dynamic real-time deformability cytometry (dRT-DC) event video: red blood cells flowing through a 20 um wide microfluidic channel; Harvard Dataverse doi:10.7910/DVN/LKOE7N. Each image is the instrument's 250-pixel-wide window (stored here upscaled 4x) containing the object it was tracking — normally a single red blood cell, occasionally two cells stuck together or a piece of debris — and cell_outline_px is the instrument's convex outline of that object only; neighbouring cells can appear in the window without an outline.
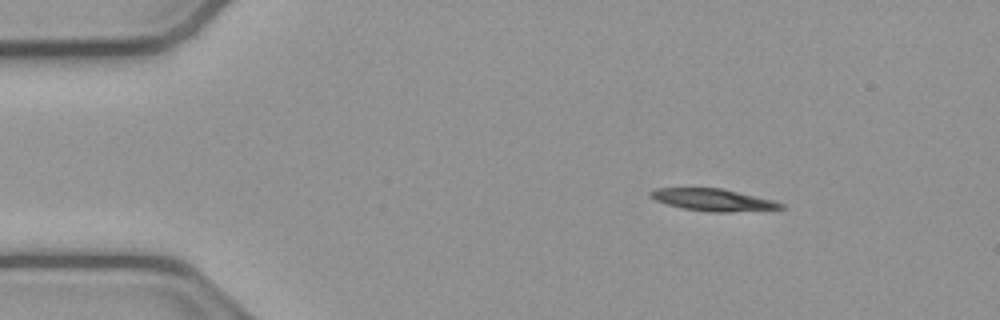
{"species": "common noctule bat (a hibernating species)", "species_latin": "Nyctalus noctula", "temperature_condition": "cold", "stored_images_in_passage": 49, "camera_frame_rate_fps": 3000, "um_per_image_px": 0.085, "animal": {"sex": "male", "body_mass_g": 23.1, "forearm_length_mm": 52.7}, "frame": {"image": 1, "passage_image": 4, "time_ms": 1.0, "image_size_px": [1000, 320], "cell_outline_px": [[788, 208], [728, 212], [712, 212], [684, 208], [668, 204], [656, 200], [648, 196], [648, 192], [656, 188], [720, 188], [772, 200], [784, 204]], "centroid_in_image_um": [60.59, 16.98], "position_along_channel_um": 24.4, "area_um2": 16.53}}
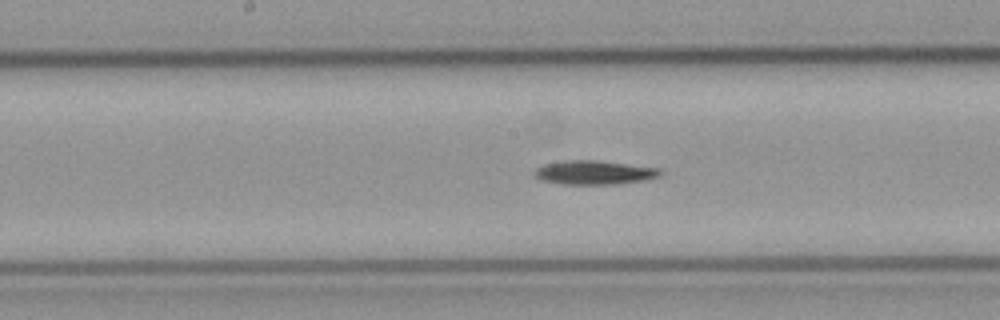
{"frame": {"image": 2, "passage_image": 23, "time_ms": 7.333, "image_size_px": [1000, 320], "cell_outline_px": [[664, 172], [660, 176], [648, 180], [616, 184], [564, 184], [540, 180], [532, 172], [536, 168], [544, 164], [568, 160], [596, 160], [660, 168]], "centroid_in_image_um": [50.55, 14.66], "position_along_channel_um": 197.7, "area_um2": 17.69}}
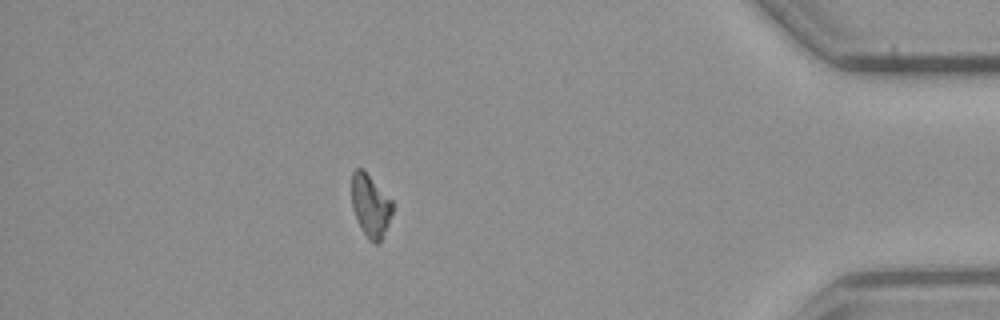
{"frame": {"image": 3, "passage_image": 43, "time_ms": 14.0, "image_size_px": [1000, 320], "cell_outline_px": [[392, 212], [388, 224], [380, 244], [376, 244], [368, 240], [360, 228], [352, 208], [352, 172], [356, 168], [364, 168], [392, 200]], "centroid_in_image_um": [31.48, 17.48], "position_along_channel_um": 403.7, "area_um2": 15.14}, "authors_computed_cell_mechanics": {"area_um2": 16.762, "velocity_mm_per_s": 3.8169, "shape_relaxation_time_tau1_ms": 6.5496, "shape_relaxation_time_tau2_ms": null, "deformation_change_tau1": 0.1481, "deformation_change_tau2": null}}